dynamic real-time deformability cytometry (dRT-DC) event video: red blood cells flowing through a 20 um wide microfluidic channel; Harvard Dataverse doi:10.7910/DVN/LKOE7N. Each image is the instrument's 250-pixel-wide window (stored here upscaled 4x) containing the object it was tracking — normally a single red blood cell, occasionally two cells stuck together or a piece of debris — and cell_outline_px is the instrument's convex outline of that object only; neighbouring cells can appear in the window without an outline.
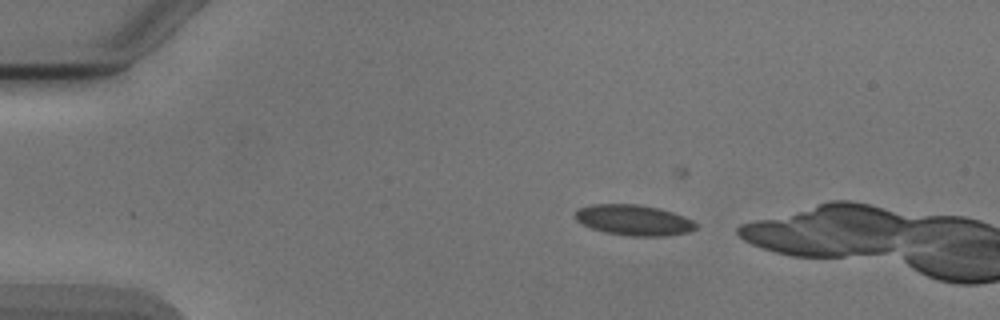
{"species": "Egyptian fruit bat (a non-hibernating species)", "species_latin": "Rousettus aegyptiacus", "temperature_condition": "cold", "stored_images_in_passage": 13, "camera_frame_rate_fps": 3000, "um_per_image_px": 0.085, "animal": {"sex": "male"}, "frame": {"image": 1, "passage_image": 6, "time_ms": 1.667, "image_size_px": [1000, 320], "cell_outline_px": [[696, 228], [688, 232], [664, 236], [632, 236], [604, 232], [592, 228], [576, 220], [576, 212], [580, 208], [592, 204], [636, 204], [660, 208], [684, 216], [692, 220], [696, 224]], "centroid_in_image_um": [53.89, 18.7], "position_along_channel_um": 31.1, "area_um2": 21.33}}